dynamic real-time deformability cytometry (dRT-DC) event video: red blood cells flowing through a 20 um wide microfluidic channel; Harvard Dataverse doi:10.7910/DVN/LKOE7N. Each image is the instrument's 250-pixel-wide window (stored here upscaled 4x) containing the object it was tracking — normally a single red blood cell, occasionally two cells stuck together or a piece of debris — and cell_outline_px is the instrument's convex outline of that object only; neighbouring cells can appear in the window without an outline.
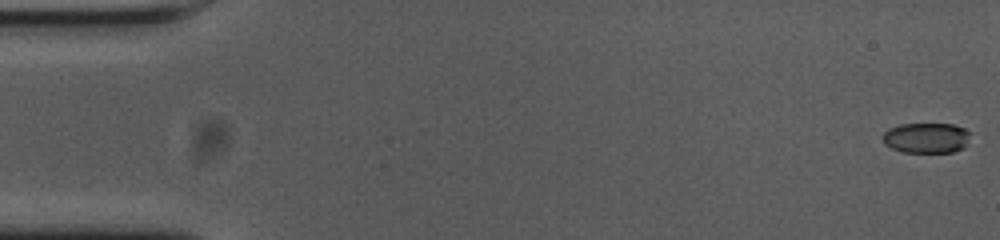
{"species": "common noctule bat (a hibernating species)", "species_latin": "Nyctalus noctula", "temperature_condition": "cold", "stored_images_in_passage": 56, "camera_frame_rate_fps": 3000, "um_per_image_px": 0.085, "animal": {"sex": "female", "body_mass_g": 23.0, "forearm_length_mm": 53.4}, "frame": {"image": 1, "passage_image": 1, "time_ms": 0.0, "image_size_px": [1000, 240], "cell_outline_px": [[972, 132], [968, 144], [964, 148], [952, 152], [904, 152], [892, 148], [884, 144], [880, 136], [888, 128], [900, 124], [956, 124]], "centroid_in_image_um": [78.76, 11.71], "position_along_channel_um": 6.2, "area_um2": 15.9}}
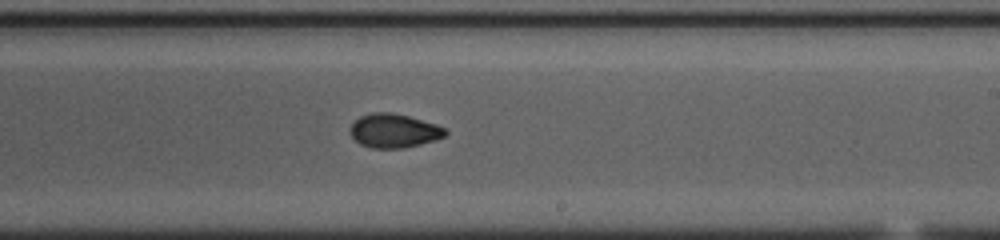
{"frame": {"image": 2, "passage_image": 33, "time_ms": 10.667, "image_size_px": [1000, 240], "cell_outline_px": [[448, 132], [444, 136], [436, 140], [404, 148], [372, 148], [360, 144], [348, 132], [348, 128], [360, 116], [372, 112], [392, 112], [408, 116], [436, 124], [444, 128]], "centroid_in_image_um": [33.46, 11.11], "position_along_channel_um": 255.5, "area_um2": 18.84}}
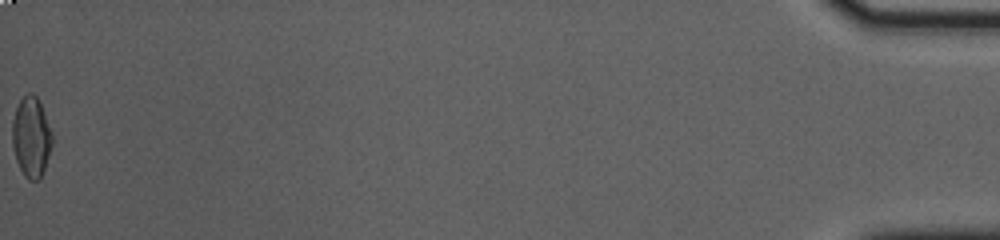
{"frame": {"image": 3, "passage_image": 56, "time_ms": 18.333, "image_size_px": [1000, 240], "cell_outline_px": [[52, 144], [44, 168], [40, 176], [36, 180], [28, 180], [24, 176], [16, 160], [12, 144], [12, 120], [16, 108], [20, 100], [28, 92], [32, 92], [40, 100], [52, 132]], "centroid_in_image_um": [2.65, 11.6], "position_along_channel_um": 432.6, "area_um2": 18.67}, "authors_computed_cell_mechanics": {"area_um2": 18.4382, "velocity_mm_per_s": 3.6888, "shape_relaxation_time_tau1_ms": 5.7889, "shape_relaxation_time_tau2_ms": 4.1475, "deformation_change_tau1": 0.155, "deformation_change_tau2": 0.0721}}